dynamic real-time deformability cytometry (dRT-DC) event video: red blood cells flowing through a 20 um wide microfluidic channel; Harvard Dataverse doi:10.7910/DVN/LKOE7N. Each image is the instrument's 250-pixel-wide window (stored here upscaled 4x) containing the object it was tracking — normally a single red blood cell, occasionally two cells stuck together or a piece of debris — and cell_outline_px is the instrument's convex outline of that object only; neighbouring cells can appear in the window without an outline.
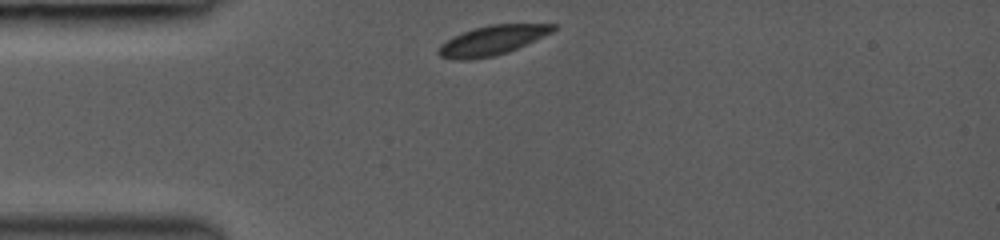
{"species": "common noctule bat (a hibernating species)", "species_latin": "Nyctalus noctula", "temperature_condition": "room temperature", "stored_images_in_passage": 18, "camera_frame_rate_fps": 3000, "um_per_image_px": 0.085, "animal": {"sex": "female", "body_mass_g": 19.0, "forearm_length_mm": 53.3}, "frame": {"image": 1, "passage_image": 1, "time_ms": 0.0, "image_size_px": [1000, 240], "cell_outline_px": [[556, 28], [552, 32], [508, 52], [496, 56], [468, 60], [456, 60], [440, 56], [436, 52], [436, 48], [440, 44], [452, 36], [476, 28], [492, 24], [556, 24]], "centroid_in_image_um": [41.78, 3.45], "position_along_channel_um": 43.2, "area_um2": 19.65}}
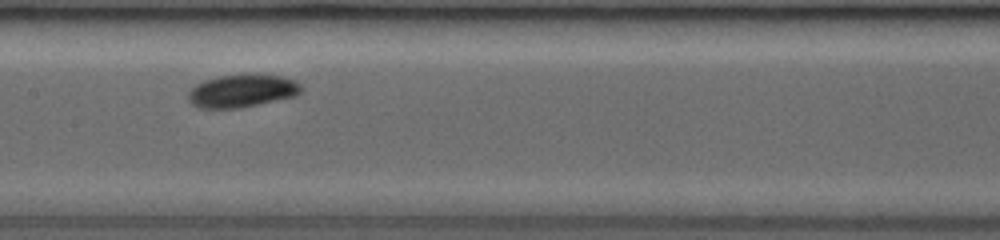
{"frame": {"image": 2, "passage_image": 8, "time_ms": 4.0, "image_size_px": [1000, 240], "cell_outline_px": [[304, 88], [296, 96], [240, 108], [196, 108], [188, 100], [188, 92], [196, 84], [204, 80], [216, 76], [284, 76], [296, 80]], "centroid_in_image_um": [20.57, 7.75], "position_along_channel_um": 186.8, "area_um2": 21.39}}
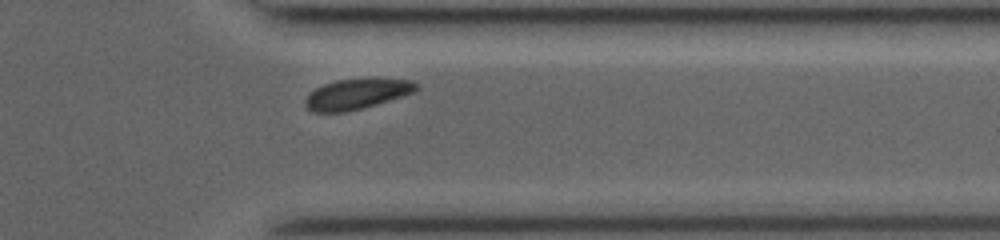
{"frame": {"image": 3, "passage_image": 16, "time_ms": 8.667, "image_size_px": [1000, 240], "cell_outline_px": [[420, 88], [404, 96], [364, 108], [344, 112], [312, 112], [304, 104], [304, 100], [316, 88], [324, 84], [336, 80], [368, 76], [412, 80], [420, 84]], "centroid_in_image_um": [30.4, 7.95], "position_along_channel_um": 381.0, "area_um2": 20.35}, "authors_computed_cell_mechanics": {"area_um2": 21.0103, "velocity_mm_per_s": 4.1388, "shape_relaxation_time_tau1_ms": 0.865, "shape_relaxation_time_tau2_ms": null, "deformation_change_tau1": 0.0513, "deformation_change_tau2": null}}